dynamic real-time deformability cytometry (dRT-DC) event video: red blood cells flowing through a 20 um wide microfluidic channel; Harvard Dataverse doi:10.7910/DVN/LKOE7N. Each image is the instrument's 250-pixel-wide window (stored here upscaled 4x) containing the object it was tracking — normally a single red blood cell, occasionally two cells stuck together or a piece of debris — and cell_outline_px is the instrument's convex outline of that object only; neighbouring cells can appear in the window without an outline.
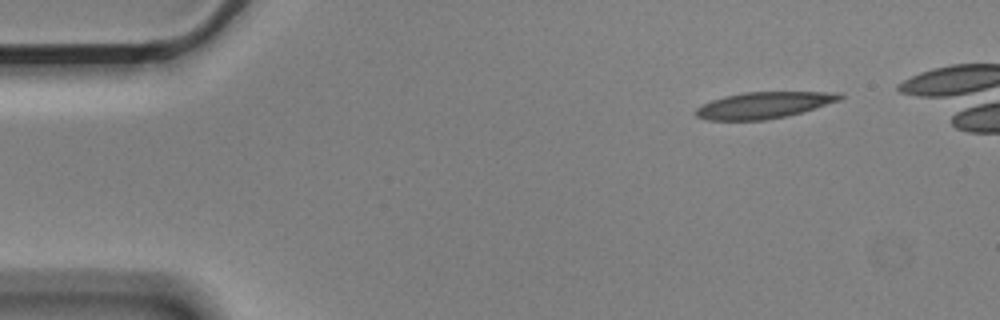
{"species": "Egyptian fruit bat (a non-hibernating species)", "species_latin": "Rousettus aegyptiacus", "temperature_condition": "cold", "stored_images_in_passage": 9, "camera_frame_rate_fps": 3000, "um_per_image_px": 0.085, "animal": {"sex": "male"}, "frame": {"image": 1, "passage_image": 1, "time_ms": 0.0, "image_size_px": [1000, 320], "cell_outline_px": [[844, 96], [840, 100], [800, 112], [784, 116], [764, 120], [708, 120], [696, 116], [696, 108], [712, 100], [724, 96], [744, 92], [840, 92]], "centroid_in_image_um": [64.91, 8.93], "position_along_channel_um": 20.1, "area_um2": 21.85}}
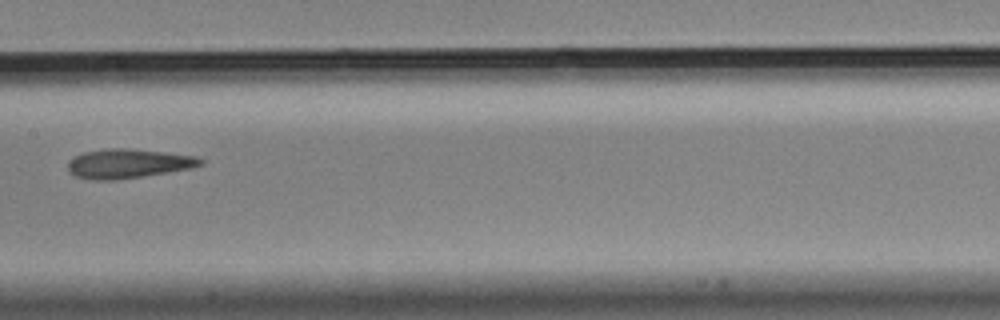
{"frame": {"image": 2, "passage_image": 7, "time_ms": 2.0, "image_size_px": [1000, 320], "cell_outline_px": [[204, 164], [192, 168], [116, 180], [92, 180], [76, 176], [68, 172], [68, 160], [84, 152], [108, 148], [128, 148], [164, 152], [196, 156], [204, 160]], "centroid_in_image_um": [10.89, 13.9], "position_along_channel_um": 196.5, "area_um2": 22.6}}
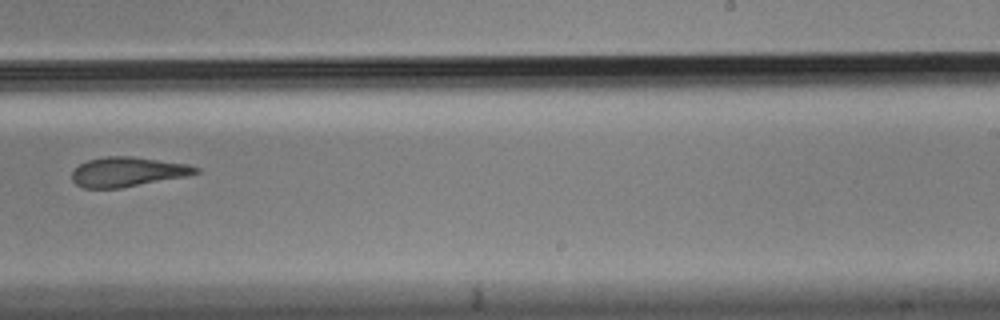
{"frame": {"image": 3, "passage_image": 9, "time_ms": 2.667, "image_size_px": [1000, 320], "cell_outline_px": [[200, 172], [188, 176], [120, 188], [84, 188], [76, 184], [72, 180], [72, 172], [80, 164], [88, 160], [104, 156], [132, 156], [188, 164], [200, 168]], "centroid_in_image_um": [10.87, 14.6], "position_along_channel_um": 278.1, "area_um2": 21.39}}